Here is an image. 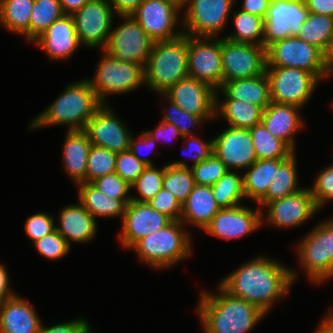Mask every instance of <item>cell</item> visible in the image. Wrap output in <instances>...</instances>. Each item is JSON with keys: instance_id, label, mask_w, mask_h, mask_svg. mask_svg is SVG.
Segmentation results:
<instances>
[{"instance_id": "cell-57", "label": "cell", "mask_w": 333, "mask_h": 333, "mask_svg": "<svg viewBox=\"0 0 333 333\" xmlns=\"http://www.w3.org/2000/svg\"><path fill=\"white\" fill-rule=\"evenodd\" d=\"M305 3L310 13L333 17V0H305Z\"/></svg>"}, {"instance_id": "cell-32", "label": "cell", "mask_w": 333, "mask_h": 333, "mask_svg": "<svg viewBox=\"0 0 333 333\" xmlns=\"http://www.w3.org/2000/svg\"><path fill=\"white\" fill-rule=\"evenodd\" d=\"M219 100L216 98V118L222 116L229 126L250 129L261 122L263 110L259 106L235 99Z\"/></svg>"}, {"instance_id": "cell-23", "label": "cell", "mask_w": 333, "mask_h": 333, "mask_svg": "<svg viewBox=\"0 0 333 333\" xmlns=\"http://www.w3.org/2000/svg\"><path fill=\"white\" fill-rule=\"evenodd\" d=\"M33 42L43 49L51 60H67L81 46L72 15H64L53 22Z\"/></svg>"}, {"instance_id": "cell-45", "label": "cell", "mask_w": 333, "mask_h": 333, "mask_svg": "<svg viewBox=\"0 0 333 333\" xmlns=\"http://www.w3.org/2000/svg\"><path fill=\"white\" fill-rule=\"evenodd\" d=\"M181 139L185 140L184 145L187 146L183 148L186 153L185 156L187 157V155H189V158H191V161L193 162L191 165H188L185 160H176L172 163H168L169 165L175 167H192L201 161L208 159L213 154V140L203 141L201 138L199 139L197 135L183 136Z\"/></svg>"}, {"instance_id": "cell-41", "label": "cell", "mask_w": 333, "mask_h": 333, "mask_svg": "<svg viewBox=\"0 0 333 333\" xmlns=\"http://www.w3.org/2000/svg\"><path fill=\"white\" fill-rule=\"evenodd\" d=\"M164 178V166H147L143 173L137 178V180L130 185L131 190L136 188L139 197L131 196L132 201L136 202H148L151 200L163 187Z\"/></svg>"}, {"instance_id": "cell-38", "label": "cell", "mask_w": 333, "mask_h": 333, "mask_svg": "<svg viewBox=\"0 0 333 333\" xmlns=\"http://www.w3.org/2000/svg\"><path fill=\"white\" fill-rule=\"evenodd\" d=\"M213 197L219 207L233 208L241 205L244 196L243 176L238 172L228 170L215 184L211 186Z\"/></svg>"}, {"instance_id": "cell-42", "label": "cell", "mask_w": 333, "mask_h": 333, "mask_svg": "<svg viewBox=\"0 0 333 333\" xmlns=\"http://www.w3.org/2000/svg\"><path fill=\"white\" fill-rule=\"evenodd\" d=\"M116 156V153L106 148L91 145L87 159L86 182L115 172Z\"/></svg>"}, {"instance_id": "cell-15", "label": "cell", "mask_w": 333, "mask_h": 333, "mask_svg": "<svg viewBox=\"0 0 333 333\" xmlns=\"http://www.w3.org/2000/svg\"><path fill=\"white\" fill-rule=\"evenodd\" d=\"M114 12L108 0H90L72 17L81 45L105 48L112 30Z\"/></svg>"}, {"instance_id": "cell-58", "label": "cell", "mask_w": 333, "mask_h": 333, "mask_svg": "<svg viewBox=\"0 0 333 333\" xmlns=\"http://www.w3.org/2000/svg\"><path fill=\"white\" fill-rule=\"evenodd\" d=\"M9 277L7 268L3 263L0 264V303L8 297L15 294V292L9 287Z\"/></svg>"}, {"instance_id": "cell-47", "label": "cell", "mask_w": 333, "mask_h": 333, "mask_svg": "<svg viewBox=\"0 0 333 333\" xmlns=\"http://www.w3.org/2000/svg\"><path fill=\"white\" fill-rule=\"evenodd\" d=\"M91 183L110 198L121 199L126 205L131 201L130 185L115 172L98 177Z\"/></svg>"}, {"instance_id": "cell-13", "label": "cell", "mask_w": 333, "mask_h": 333, "mask_svg": "<svg viewBox=\"0 0 333 333\" xmlns=\"http://www.w3.org/2000/svg\"><path fill=\"white\" fill-rule=\"evenodd\" d=\"M181 10L179 5L170 0H144L131 16L153 42L168 41L183 34L182 29H175L180 22Z\"/></svg>"}, {"instance_id": "cell-14", "label": "cell", "mask_w": 333, "mask_h": 333, "mask_svg": "<svg viewBox=\"0 0 333 333\" xmlns=\"http://www.w3.org/2000/svg\"><path fill=\"white\" fill-rule=\"evenodd\" d=\"M188 36V74L215 90L222 87L221 38Z\"/></svg>"}, {"instance_id": "cell-39", "label": "cell", "mask_w": 333, "mask_h": 333, "mask_svg": "<svg viewBox=\"0 0 333 333\" xmlns=\"http://www.w3.org/2000/svg\"><path fill=\"white\" fill-rule=\"evenodd\" d=\"M64 15L60 0H34L29 22V41L32 43Z\"/></svg>"}, {"instance_id": "cell-40", "label": "cell", "mask_w": 333, "mask_h": 333, "mask_svg": "<svg viewBox=\"0 0 333 333\" xmlns=\"http://www.w3.org/2000/svg\"><path fill=\"white\" fill-rule=\"evenodd\" d=\"M194 179L190 167H175L164 165L162 187L170 191L183 204L194 187Z\"/></svg>"}, {"instance_id": "cell-35", "label": "cell", "mask_w": 333, "mask_h": 333, "mask_svg": "<svg viewBox=\"0 0 333 333\" xmlns=\"http://www.w3.org/2000/svg\"><path fill=\"white\" fill-rule=\"evenodd\" d=\"M296 37L316 46L328 56L333 38V17L309 12Z\"/></svg>"}, {"instance_id": "cell-37", "label": "cell", "mask_w": 333, "mask_h": 333, "mask_svg": "<svg viewBox=\"0 0 333 333\" xmlns=\"http://www.w3.org/2000/svg\"><path fill=\"white\" fill-rule=\"evenodd\" d=\"M234 31L225 39L235 43H249L263 46L264 19L239 10L233 13Z\"/></svg>"}, {"instance_id": "cell-60", "label": "cell", "mask_w": 333, "mask_h": 333, "mask_svg": "<svg viewBox=\"0 0 333 333\" xmlns=\"http://www.w3.org/2000/svg\"><path fill=\"white\" fill-rule=\"evenodd\" d=\"M328 311L327 316H324L322 321H320L319 326L313 333H333V311Z\"/></svg>"}, {"instance_id": "cell-51", "label": "cell", "mask_w": 333, "mask_h": 333, "mask_svg": "<svg viewBox=\"0 0 333 333\" xmlns=\"http://www.w3.org/2000/svg\"><path fill=\"white\" fill-rule=\"evenodd\" d=\"M148 204L156 211L165 214L172 221H179L182 214V204L166 189L162 188Z\"/></svg>"}, {"instance_id": "cell-29", "label": "cell", "mask_w": 333, "mask_h": 333, "mask_svg": "<svg viewBox=\"0 0 333 333\" xmlns=\"http://www.w3.org/2000/svg\"><path fill=\"white\" fill-rule=\"evenodd\" d=\"M91 142L83 130L67 131L63 149L64 169L76 185L86 182Z\"/></svg>"}, {"instance_id": "cell-6", "label": "cell", "mask_w": 333, "mask_h": 333, "mask_svg": "<svg viewBox=\"0 0 333 333\" xmlns=\"http://www.w3.org/2000/svg\"><path fill=\"white\" fill-rule=\"evenodd\" d=\"M296 249L298 262L311 283L333 278V218L315 225Z\"/></svg>"}, {"instance_id": "cell-18", "label": "cell", "mask_w": 333, "mask_h": 333, "mask_svg": "<svg viewBox=\"0 0 333 333\" xmlns=\"http://www.w3.org/2000/svg\"><path fill=\"white\" fill-rule=\"evenodd\" d=\"M264 208L267 215L263 216L264 212H262V226L266 220L271 226L280 229L303 225L319 212L309 187L269 202Z\"/></svg>"}, {"instance_id": "cell-48", "label": "cell", "mask_w": 333, "mask_h": 333, "mask_svg": "<svg viewBox=\"0 0 333 333\" xmlns=\"http://www.w3.org/2000/svg\"><path fill=\"white\" fill-rule=\"evenodd\" d=\"M147 167L130 150L117 153L115 173L132 185Z\"/></svg>"}, {"instance_id": "cell-31", "label": "cell", "mask_w": 333, "mask_h": 333, "mask_svg": "<svg viewBox=\"0 0 333 333\" xmlns=\"http://www.w3.org/2000/svg\"><path fill=\"white\" fill-rule=\"evenodd\" d=\"M78 201L95 218H114L123 219L126 204L121 199L110 198L103 194L91 182L77 185Z\"/></svg>"}, {"instance_id": "cell-24", "label": "cell", "mask_w": 333, "mask_h": 333, "mask_svg": "<svg viewBox=\"0 0 333 333\" xmlns=\"http://www.w3.org/2000/svg\"><path fill=\"white\" fill-rule=\"evenodd\" d=\"M33 305L14 294L0 303V333H38L41 320Z\"/></svg>"}, {"instance_id": "cell-55", "label": "cell", "mask_w": 333, "mask_h": 333, "mask_svg": "<svg viewBox=\"0 0 333 333\" xmlns=\"http://www.w3.org/2000/svg\"><path fill=\"white\" fill-rule=\"evenodd\" d=\"M144 0H108L118 16H131Z\"/></svg>"}, {"instance_id": "cell-49", "label": "cell", "mask_w": 333, "mask_h": 333, "mask_svg": "<svg viewBox=\"0 0 333 333\" xmlns=\"http://www.w3.org/2000/svg\"><path fill=\"white\" fill-rule=\"evenodd\" d=\"M316 177L313 187L309 189L320 211L328 201H333V164L320 171Z\"/></svg>"}, {"instance_id": "cell-25", "label": "cell", "mask_w": 333, "mask_h": 333, "mask_svg": "<svg viewBox=\"0 0 333 333\" xmlns=\"http://www.w3.org/2000/svg\"><path fill=\"white\" fill-rule=\"evenodd\" d=\"M297 106L281 103L270 104L262 112V123L276 138L284 141L295 152L294 135L304 127V121Z\"/></svg>"}, {"instance_id": "cell-7", "label": "cell", "mask_w": 333, "mask_h": 333, "mask_svg": "<svg viewBox=\"0 0 333 333\" xmlns=\"http://www.w3.org/2000/svg\"><path fill=\"white\" fill-rule=\"evenodd\" d=\"M95 76L89 79L99 101L106 103L108 95L125 94L145 84V67L134 62H121L102 50Z\"/></svg>"}, {"instance_id": "cell-53", "label": "cell", "mask_w": 333, "mask_h": 333, "mask_svg": "<svg viewBox=\"0 0 333 333\" xmlns=\"http://www.w3.org/2000/svg\"><path fill=\"white\" fill-rule=\"evenodd\" d=\"M156 142L151 136H149L145 131H142V134L138 136V138H134L131 136L130 138V145L129 150L143 163H145L147 166H154L151 159H148V157H142L143 151H147V155L151 153L152 150H154L155 145H157ZM142 147V148H141ZM144 149V150H142ZM151 150V151H150ZM142 151V152H141ZM145 154V155H146Z\"/></svg>"}, {"instance_id": "cell-63", "label": "cell", "mask_w": 333, "mask_h": 333, "mask_svg": "<svg viewBox=\"0 0 333 333\" xmlns=\"http://www.w3.org/2000/svg\"><path fill=\"white\" fill-rule=\"evenodd\" d=\"M333 50V38H332V42H331V51Z\"/></svg>"}, {"instance_id": "cell-21", "label": "cell", "mask_w": 333, "mask_h": 333, "mask_svg": "<svg viewBox=\"0 0 333 333\" xmlns=\"http://www.w3.org/2000/svg\"><path fill=\"white\" fill-rule=\"evenodd\" d=\"M212 140L213 153L228 170L244 171L258 160L249 129L228 126Z\"/></svg>"}, {"instance_id": "cell-50", "label": "cell", "mask_w": 333, "mask_h": 333, "mask_svg": "<svg viewBox=\"0 0 333 333\" xmlns=\"http://www.w3.org/2000/svg\"><path fill=\"white\" fill-rule=\"evenodd\" d=\"M55 217L45 212L36 213L27 218L24 230L32 244L56 230Z\"/></svg>"}, {"instance_id": "cell-2", "label": "cell", "mask_w": 333, "mask_h": 333, "mask_svg": "<svg viewBox=\"0 0 333 333\" xmlns=\"http://www.w3.org/2000/svg\"><path fill=\"white\" fill-rule=\"evenodd\" d=\"M218 293L204 290L197 313L204 333H249L267 315L256 305L237 298L220 285Z\"/></svg>"}, {"instance_id": "cell-16", "label": "cell", "mask_w": 333, "mask_h": 333, "mask_svg": "<svg viewBox=\"0 0 333 333\" xmlns=\"http://www.w3.org/2000/svg\"><path fill=\"white\" fill-rule=\"evenodd\" d=\"M308 14L305 0H271L264 18L263 47L296 36Z\"/></svg>"}, {"instance_id": "cell-36", "label": "cell", "mask_w": 333, "mask_h": 333, "mask_svg": "<svg viewBox=\"0 0 333 333\" xmlns=\"http://www.w3.org/2000/svg\"><path fill=\"white\" fill-rule=\"evenodd\" d=\"M249 132L258 160L288 159L296 153L284 141L274 137L262 121L250 128Z\"/></svg>"}, {"instance_id": "cell-56", "label": "cell", "mask_w": 333, "mask_h": 333, "mask_svg": "<svg viewBox=\"0 0 333 333\" xmlns=\"http://www.w3.org/2000/svg\"><path fill=\"white\" fill-rule=\"evenodd\" d=\"M271 0H243L241 10L265 18Z\"/></svg>"}, {"instance_id": "cell-11", "label": "cell", "mask_w": 333, "mask_h": 333, "mask_svg": "<svg viewBox=\"0 0 333 333\" xmlns=\"http://www.w3.org/2000/svg\"><path fill=\"white\" fill-rule=\"evenodd\" d=\"M124 22L118 27L112 26L108 42L103 49L121 62H134L146 67L153 40L132 16H119Z\"/></svg>"}, {"instance_id": "cell-54", "label": "cell", "mask_w": 333, "mask_h": 333, "mask_svg": "<svg viewBox=\"0 0 333 333\" xmlns=\"http://www.w3.org/2000/svg\"><path fill=\"white\" fill-rule=\"evenodd\" d=\"M149 136H151L156 142L161 139L163 142H169L171 139H174L175 137L180 136L182 138V135L179 132V129L171 123H166L163 121H160L159 125L156 127V129H153L152 131L147 130L145 131ZM160 140V141H161Z\"/></svg>"}, {"instance_id": "cell-26", "label": "cell", "mask_w": 333, "mask_h": 333, "mask_svg": "<svg viewBox=\"0 0 333 333\" xmlns=\"http://www.w3.org/2000/svg\"><path fill=\"white\" fill-rule=\"evenodd\" d=\"M58 218L56 230L70 246L71 242L81 244L95 238L97 221L80 202L65 206Z\"/></svg>"}, {"instance_id": "cell-20", "label": "cell", "mask_w": 333, "mask_h": 333, "mask_svg": "<svg viewBox=\"0 0 333 333\" xmlns=\"http://www.w3.org/2000/svg\"><path fill=\"white\" fill-rule=\"evenodd\" d=\"M172 220L154 210L148 202L130 201L125 208L120 232L123 248L131 249L140 239L166 227Z\"/></svg>"}, {"instance_id": "cell-17", "label": "cell", "mask_w": 333, "mask_h": 333, "mask_svg": "<svg viewBox=\"0 0 333 333\" xmlns=\"http://www.w3.org/2000/svg\"><path fill=\"white\" fill-rule=\"evenodd\" d=\"M160 95L204 121L216 119V90L193 77L187 76L179 80Z\"/></svg>"}, {"instance_id": "cell-27", "label": "cell", "mask_w": 333, "mask_h": 333, "mask_svg": "<svg viewBox=\"0 0 333 333\" xmlns=\"http://www.w3.org/2000/svg\"><path fill=\"white\" fill-rule=\"evenodd\" d=\"M219 95L225 99L245 101L264 110L271 102L269 77L264 73L257 77L224 82L222 87L216 90V98H219Z\"/></svg>"}, {"instance_id": "cell-33", "label": "cell", "mask_w": 333, "mask_h": 333, "mask_svg": "<svg viewBox=\"0 0 333 333\" xmlns=\"http://www.w3.org/2000/svg\"><path fill=\"white\" fill-rule=\"evenodd\" d=\"M296 162L294 153L278 167L266 195L257 203L260 209L269 202L294 194L303 188L298 185Z\"/></svg>"}, {"instance_id": "cell-61", "label": "cell", "mask_w": 333, "mask_h": 333, "mask_svg": "<svg viewBox=\"0 0 333 333\" xmlns=\"http://www.w3.org/2000/svg\"><path fill=\"white\" fill-rule=\"evenodd\" d=\"M327 70L329 77L333 75V50L327 56Z\"/></svg>"}, {"instance_id": "cell-4", "label": "cell", "mask_w": 333, "mask_h": 333, "mask_svg": "<svg viewBox=\"0 0 333 333\" xmlns=\"http://www.w3.org/2000/svg\"><path fill=\"white\" fill-rule=\"evenodd\" d=\"M184 224L171 221L161 230L140 239L132 248L149 267L168 269L187 259L192 253L191 236Z\"/></svg>"}, {"instance_id": "cell-34", "label": "cell", "mask_w": 333, "mask_h": 333, "mask_svg": "<svg viewBox=\"0 0 333 333\" xmlns=\"http://www.w3.org/2000/svg\"><path fill=\"white\" fill-rule=\"evenodd\" d=\"M34 0H0V24L7 31L24 35L29 42V22Z\"/></svg>"}, {"instance_id": "cell-28", "label": "cell", "mask_w": 333, "mask_h": 333, "mask_svg": "<svg viewBox=\"0 0 333 333\" xmlns=\"http://www.w3.org/2000/svg\"><path fill=\"white\" fill-rule=\"evenodd\" d=\"M220 209L213 197L211 186L195 184L187 200L182 204L180 221L204 231Z\"/></svg>"}, {"instance_id": "cell-10", "label": "cell", "mask_w": 333, "mask_h": 333, "mask_svg": "<svg viewBox=\"0 0 333 333\" xmlns=\"http://www.w3.org/2000/svg\"><path fill=\"white\" fill-rule=\"evenodd\" d=\"M270 81L271 102L302 109L320 82L312 73L298 68L266 67Z\"/></svg>"}, {"instance_id": "cell-1", "label": "cell", "mask_w": 333, "mask_h": 333, "mask_svg": "<svg viewBox=\"0 0 333 333\" xmlns=\"http://www.w3.org/2000/svg\"><path fill=\"white\" fill-rule=\"evenodd\" d=\"M298 274L275 259L256 256L221 279L219 285L234 297L244 299L269 313L274 301L288 294Z\"/></svg>"}, {"instance_id": "cell-8", "label": "cell", "mask_w": 333, "mask_h": 333, "mask_svg": "<svg viewBox=\"0 0 333 333\" xmlns=\"http://www.w3.org/2000/svg\"><path fill=\"white\" fill-rule=\"evenodd\" d=\"M267 67H290L312 73L319 81L328 78L327 56L316 46L296 36L274 42L266 48Z\"/></svg>"}, {"instance_id": "cell-43", "label": "cell", "mask_w": 333, "mask_h": 333, "mask_svg": "<svg viewBox=\"0 0 333 333\" xmlns=\"http://www.w3.org/2000/svg\"><path fill=\"white\" fill-rule=\"evenodd\" d=\"M190 168L194 183L205 186H212L228 171L226 165L214 153Z\"/></svg>"}, {"instance_id": "cell-44", "label": "cell", "mask_w": 333, "mask_h": 333, "mask_svg": "<svg viewBox=\"0 0 333 333\" xmlns=\"http://www.w3.org/2000/svg\"><path fill=\"white\" fill-rule=\"evenodd\" d=\"M166 101L169 102V106L164 109L165 113L162 121L174 124L179 129L182 137L194 135V131H191L192 128L201 126L205 122L201 117L192 115L181 109L167 97Z\"/></svg>"}, {"instance_id": "cell-3", "label": "cell", "mask_w": 333, "mask_h": 333, "mask_svg": "<svg viewBox=\"0 0 333 333\" xmlns=\"http://www.w3.org/2000/svg\"><path fill=\"white\" fill-rule=\"evenodd\" d=\"M102 106L89 80L84 78L69 84L47 109L34 117L28 129L65 125L67 131L84 130Z\"/></svg>"}, {"instance_id": "cell-62", "label": "cell", "mask_w": 333, "mask_h": 333, "mask_svg": "<svg viewBox=\"0 0 333 333\" xmlns=\"http://www.w3.org/2000/svg\"><path fill=\"white\" fill-rule=\"evenodd\" d=\"M175 2L177 5H179L181 8L184 6L186 0H170Z\"/></svg>"}, {"instance_id": "cell-12", "label": "cell", "mask_w": 333, "mask_h": 333, "mask_svg": "<svg viewBox=\"0 0 333 333\" xmlns=\"http://www.w3.org/2000/svg\"><path fill=\"white\" fill-rule=\"evenodd\" d=\"M222 85L224 82L257 77L266 73V49L249 43H235L221 37Z\"/></svg>"}, {"instance_id": "cell-59", "label": "cell", "mask_w": 333, "mask_h": 333, "mask_svg": "<svg viewBox=\"0 0 333 333\" xmlns=\"http://www.w3.org/2000/svg\"><path fill=\"white\" fill-rule=\"evenodd\" d=\"M89 1L90 0H60V4L65 15H73Z\"/></svg>"}, {"instance_id": "cell-9", "label": "cell", "mask_w": 333, "mask_h": 333, "mask_svg": "<svg viewBox=\"0 0 333 333\" xmlns=\"http://www.w3.org/2000/svg\"><path fill=\"white\" fill-rule=\"evenodd\" d=\"M236 0H186L181 8L183 34L195 37H217L232 17ZM185 9V10H184Z\"/></svg>"}, {"instance_id": "cell-30", "label": "cell", "mask_w": 333, "mask_h": 333, "mask_svg": "<svg viewBox=\"0 0 333 333\" xmlns=\"http://www.w3.org/2000/svg\"><path fill=\"white\" fill-rule=\"evenodd\" d=\"M286 159H260L247 168L243 175L245 199L257 204L265 195L278 167Z\"/></svg>"}, {"instance_id": "cell-19", "label": "cell", "mask_w": 333, "mask_h": 333, "mask_svg": "<svg viewBox=\"0 0 333 333\" xmlns=\"http://www.w3.org/2000/svg\"><path fill=\"white\" fill-rule=\"evenodd\" d=\"M110 106L103 105L84 128L92 145L106 148L114 153L129 150L131 132L113 113Z\"/></svg>"}, {"instance_id": "cell-22", "label": "cell", "mask_w": 333, "mask_h": 333, "mask_svg": "<svg viewBox=\"0 0 333 333\" xmlns=\"http://www.w3.org/2000/svg\"><path fill=\"white\" fill-rule=\"evenodd\" d=\"M239 205L233 208H222L212 218L204 231L216 238L239 239L262 227V211Z\"/></svg>"}, {"instance_id": "cell-52", "label": "cell", "mask_w": 333, "mask_h": 333, "mask_svg": "<svg viewBox=\"0 0 333 333\" xmlns=\"http://www.w3.org/2000/svg\"><path fill=\"white\" fill-rule=\"evenodd\" d=\"M38 333H92V330L88 320L80 317L50 327L44 326L41 323Z\"/></svg>"}, {"instance_id": "cell-46", "label": "cell", "mask_w": 333, "mask_h": 333, "mask_svg": "<svg viewBox=\"0 0 333 333\" xmlns=\"http://www.w3.org/2000/svg\"><path fill=\"white\" fill-rule=\"evenodd\" d=\"M36 251L45 259L59 260L71 251V246L57 230L33 243Z\"/></svg>"}, {"instance_id": "cell-5", "label": "cell", "mask_w": 333, "mask_h": 333, "mask_svg": "<svg viewBox=\"0 0 333 333\" xmlns=\"http://www.w3.org/2000/svg\"><path fill=\"white\" fill-rule=\"evenodd\" d=\"M188 35L154 42L145 67V86L163 94L188 74Z\"/></svg>"}]
</instances>
